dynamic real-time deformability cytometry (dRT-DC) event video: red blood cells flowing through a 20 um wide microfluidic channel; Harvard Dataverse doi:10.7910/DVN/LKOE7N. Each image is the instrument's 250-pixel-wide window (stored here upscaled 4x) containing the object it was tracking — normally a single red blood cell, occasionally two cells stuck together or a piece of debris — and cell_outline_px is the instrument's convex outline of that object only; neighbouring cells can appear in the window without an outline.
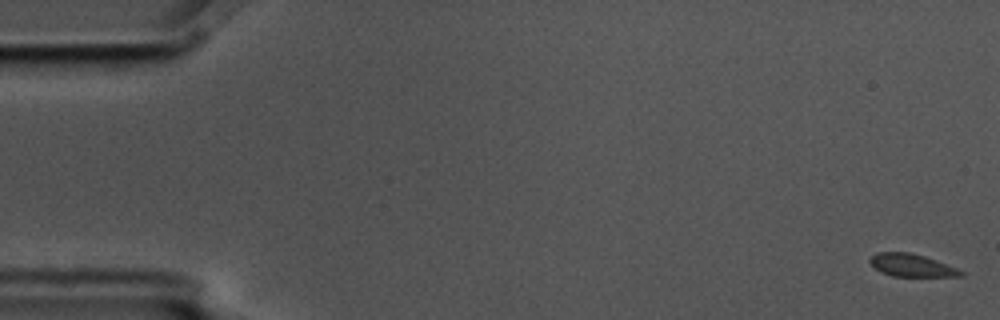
{"species": "common noctule bat (a hibernating species)", "species_latin": "Nyctalus noctula", "temperature_condition": "cold", "stored_images_in_passage": 9, "camera_frame_rate_fps": 3000, "um_per_image_px": 0.085, "animal": {"sex": "male", "body_mass_g": 17.5, "forearm_length_mm": 52.3}, "frame": {"image": 1, "passage_image": 1, "time_ms": 0.0, "image_size_px": [1000, 320], "cell_outline_px": [[964, 276], [892, 276], [880, 272], [868, 260], [876, 252], [908, 252], [924, 256], [936, 260], [956, 268], [964, 272]], "centroid_in_image_um": [77.47, 22.55], "position_along_channel_um": 7.5, "area_um2": 11.85}}
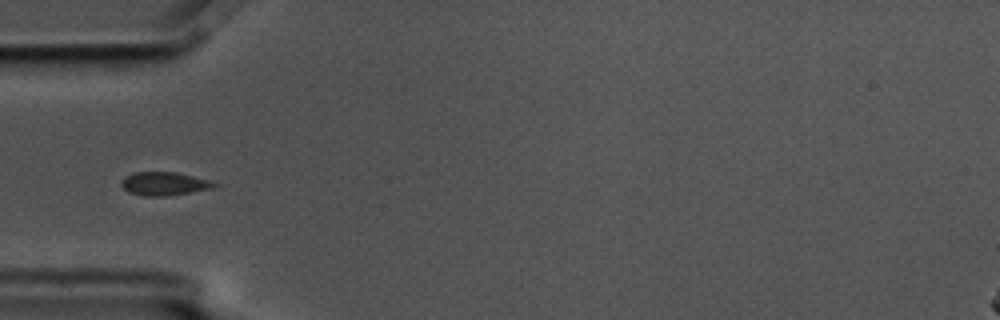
{"frame": {"image": 2, "passage_image": 6, "time_ms": 1.667, "image_size_px": [1000, 320], "cell_outline_px": [[220, 184], [212, 188], [168, 196], [144, 196], [128, 192], [120, 184], [120, 180], [124, 176], [132, 172], [176, 172], [208, 180]], "centroid_in_image_um": [13.9, 15.61], "position_along_channel_um": 71.1, "area_um2": 12.72}}